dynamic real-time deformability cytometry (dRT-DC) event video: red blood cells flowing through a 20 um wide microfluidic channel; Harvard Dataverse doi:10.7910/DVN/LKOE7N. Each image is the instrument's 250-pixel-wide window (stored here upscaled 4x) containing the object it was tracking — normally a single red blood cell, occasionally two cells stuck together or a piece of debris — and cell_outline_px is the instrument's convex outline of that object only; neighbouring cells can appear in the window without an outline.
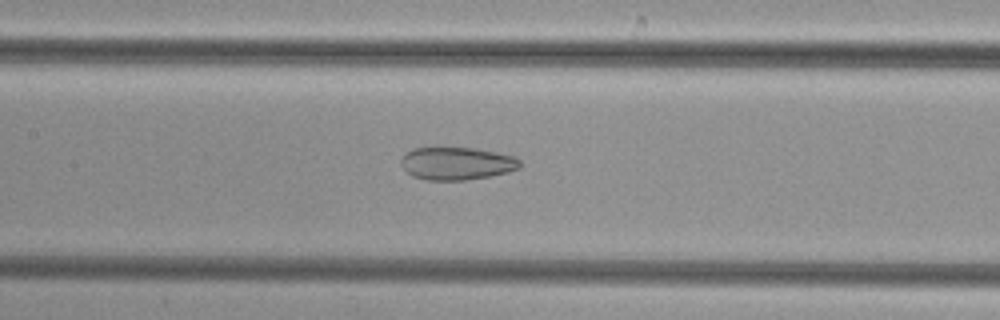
{"species": "common noctule bat (a hibernating species)", "species_latin": "Nyctalus noctula", "temperature_condition": "cold", "stored_images_in_passage": 51, "camera_frame_rate_fps": 3000, "um_per_image_px": 0.085, "animal": {"sex": "female", "body_mass_g": 29.2, "forearm_length_mm": 56.3}, "frame": {"image": 1, "passage_image": 24, "time_ms": 7.667, "image_size_px": [1000, 320], "cell_outline_px": [[520, 168], [508, 172], [488, 176], [464, 180], [428, 180], [412, 176], [400, 164], [400, 160], [408, 152], [416, 148], [472, 148], [496, 152], [512, 156], [520, 160]], "centroid_in_image_um": [38.83, 13.9], "position_along_channel_um": 168.6, "area_um2": 22.37}}
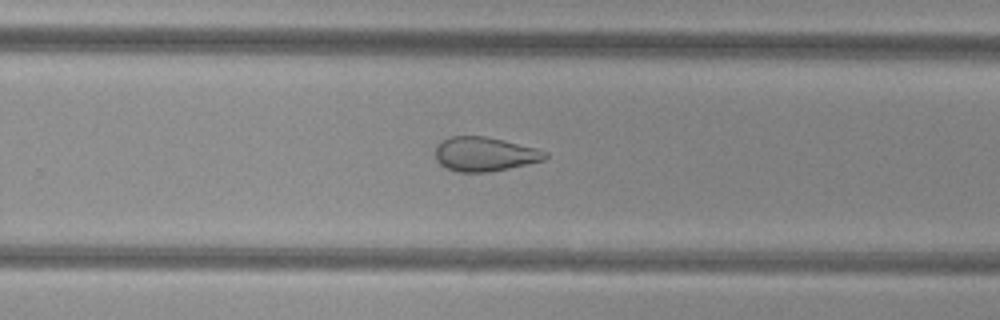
{"frame": {"image": 2, "passage_image": 33, "time_ms": 10.667, "image_size_px": [1000, 320], "cell_outline_px": [[548, 156], [544, 160], [528, 164], [488, 172], [456, 172], [440, 164], [436, 160], [436, 144], [440, 140], [448, 136], [484, 136], [504, 140], [536, 148], [548, 152]], "centroid_in_image_um": [41.18, 13.09], "position_along_channel_um": 288.6, "area_um2": 22.02}}
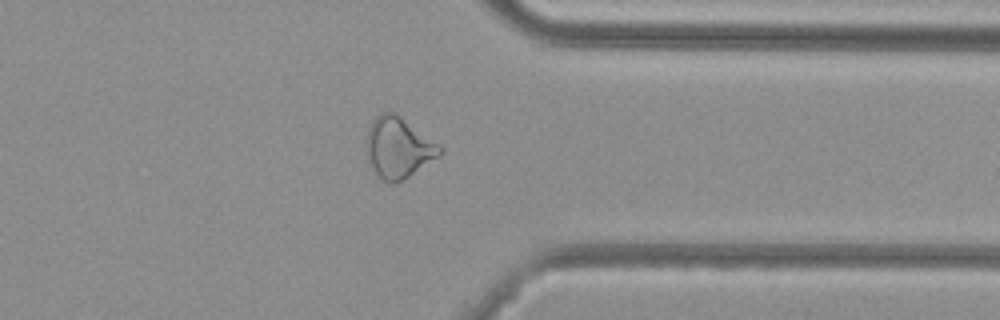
{"frame": {"image": 3, "passage_image": 40, "time_ms": 13.0, "image_size_px": [1000, 320], "cell_outline_px": [[444, 152], [408, 176], [400, 180], [384, 180], [376, 172], [372, 164], [368, 152], [368, 128], [372, 120], [380, 112], [392, 112], [400, 116], [440, 144], [444, 148]], "centroid_in_image_um": [33.91, 12.48], "position_along_channel_um": 377.5, "area_um2": 24.97}}